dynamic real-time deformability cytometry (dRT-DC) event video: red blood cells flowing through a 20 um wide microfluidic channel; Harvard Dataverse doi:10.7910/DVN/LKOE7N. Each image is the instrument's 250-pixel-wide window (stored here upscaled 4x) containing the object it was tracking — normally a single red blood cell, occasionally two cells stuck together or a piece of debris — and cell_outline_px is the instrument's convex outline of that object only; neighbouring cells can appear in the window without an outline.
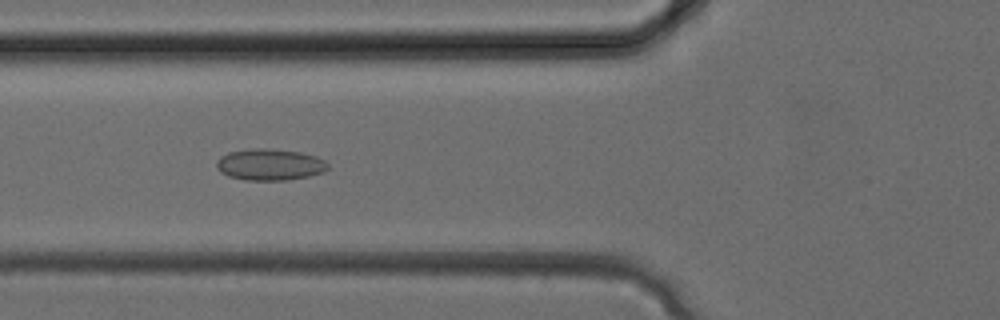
{"species": "common noctule bat (a hibernating species)", "species_latin": "Nyctalus noctula", "temperature_condition": "cold", "stored_images_in_passage": 33, "camera_frame_rate_fps": 3000, "um_per_image_px": 0.085, "animal": {"sex": "female", "body_mass_g": 24.6, "forearm_length_mm": 56.2}, "frame": {"image": 1, "passage_image": 12, "time_ms": 3.667, "image_size_px": [1000, 320], "cell_outline_px": [[328, 168], [324, 172], [308, 176], [288, 180], [244, 180], [228, 176], [220, 172], [216, 168], [216, 160], [220, 156], [228, 152], [252, 148], [264, 148], [300, 152], [316, 156], [324, 160], [328, 164]], "centroid_in_image_um": [22.9, 13.99], "position_along_channel_um": 102.9, "area_um2": 20.58}}
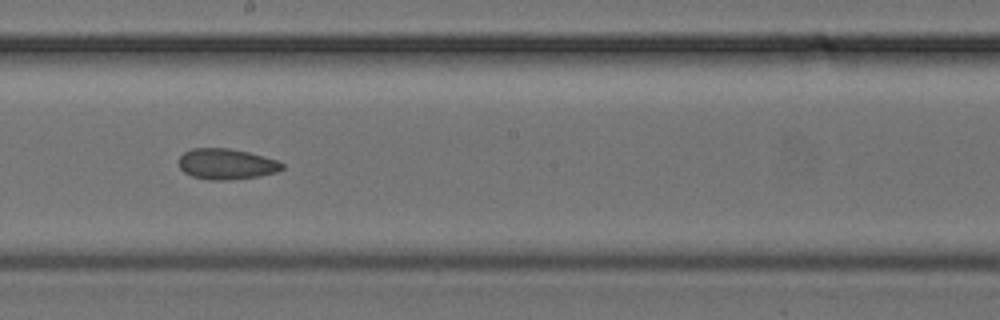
{"frame": {"image": 2, "passage_image": 18, "time_ms": 5.667, "image_size_px": [1000, 320], "cell_outline_px": [[284, 168], [276, 172], [260, 176], [232, 180], [208, 180], [192, 176], [184, 172], [180, 168], [180, 156], [184, 152], [192, 148], [228, 148], [248, 152], [264, 156], [276, 160], [284, 164]], "centroid_in_image_um": [19.26, 13.95], "position_along_channel_um": 228.9, "area_um2": 18.55}}
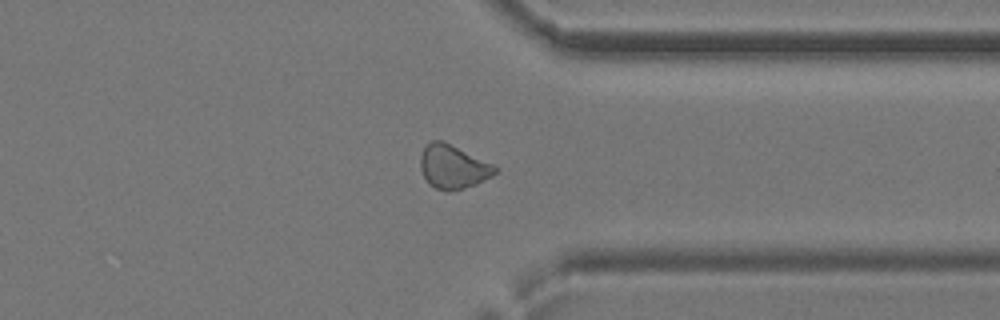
{"frame": {"image": 3, "passage_image": 25, "time_ms": 8.0, "image_size_px": [1000, 320], "cell_outline_px": [[500, 168], [492, 176], [476, 184], [464, 188], [448, 192], [436, 188], [428, 184], [420, 168], [420, 156], [424, 148], [432, 140], [440, 140], [492, 164]], "centroid_in_image_um": [38.49, 14.21], "position_along_channel_um": 372.9, "area_um2": 18.73}}